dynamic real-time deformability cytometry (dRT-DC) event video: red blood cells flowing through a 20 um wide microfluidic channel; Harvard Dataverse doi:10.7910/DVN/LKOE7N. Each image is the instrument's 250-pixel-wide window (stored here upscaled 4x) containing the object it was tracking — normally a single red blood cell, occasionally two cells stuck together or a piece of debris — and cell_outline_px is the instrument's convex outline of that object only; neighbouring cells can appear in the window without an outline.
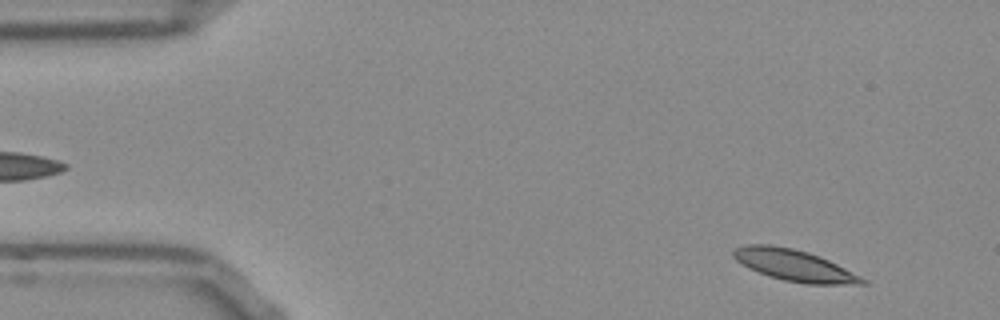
{"species": "Egyptian fruit bat (a non-hibernating species)", "species_latin": "Rousettus aegyptiacus", "temperature_condition": "room temperature", "stored_images_in_passage": 12, "camera_frame_rate_fps": 3000, "um_per_image_px": 0.085, "frame": {"image": 1, "passage_image": 3, "time_ms": 0.667, "image_size_px": [1000, 320], "cell_outline_px": [[868, 284], [804, 284], [784, 280], [768, 276], [748, 268], [736, 260], [732, 256], [732, 252], [736, 248], [748, 244], [772, 244], [792, 248], [808, 252], [820, 256], [868, 280]], "centroid_in_image_um": [67.49, 22.55], "position_along_channel_um": 17.5, "area_um2": 23.58}}